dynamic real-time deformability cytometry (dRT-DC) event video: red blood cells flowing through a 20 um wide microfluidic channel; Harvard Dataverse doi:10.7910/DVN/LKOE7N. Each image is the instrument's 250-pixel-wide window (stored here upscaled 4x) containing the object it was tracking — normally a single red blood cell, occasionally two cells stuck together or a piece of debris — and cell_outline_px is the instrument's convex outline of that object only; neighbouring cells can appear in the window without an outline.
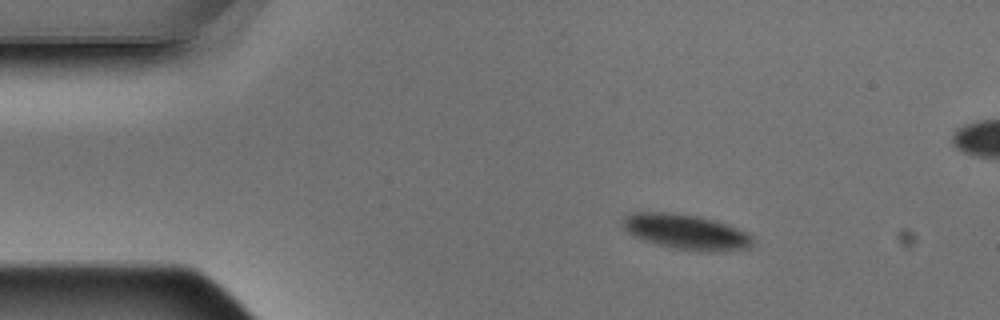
{"species": "Egyptian fruit bat (a non-hibernating species)", "species_latin": "Rousettus aegyptiacus", "temperature_condition": "warm", "stored_images_in_passage": 4, "camera_frame_rate_fps": 3000, "um_per_image_px": 0.085, "animal": {"sex": "male"}, "frame": {"image": 1, "passage_image": 1, "time_ms": 0.0, "image_size_px": [1000, 320], "cell_outline_px": [[756, 240], [752, 248], [724, 252], [700, 252], [672, 248], [656, 244], [644, 240], [628, 232], [620, 224], [620, 220], [624, 216], [632, 212], [672, 212], [696, 216], [716, 220], [728, 224], [752, 236]], "centroid_in_image_um": [58.35, 19.72], "position_along_channel_um": 26.6, "area_um2": 27.22}}